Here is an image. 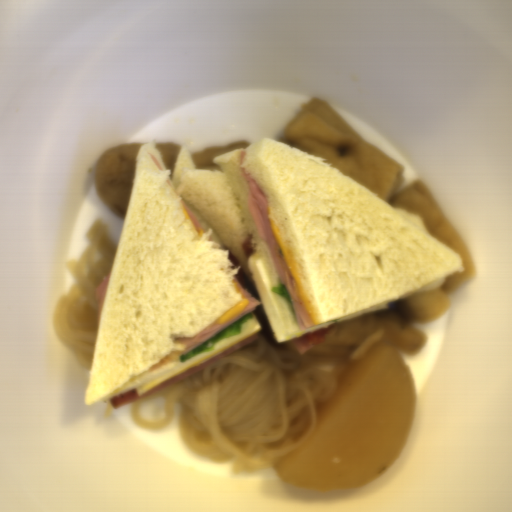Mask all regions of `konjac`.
I'll return each mask as SVG.
<instances>
[{
	"mask_svg": "<svg viewBox=\"0 0 512 512\" xmlns=\"http://www.w3.org/2000/svg\"><path fill=\"white\" fill-rule=\"evenodd\" d=\"M257 334L213 365L128 403L126 415L142 430L165 431L180 404V437L190 455L229 462L235 475L273 468L310 438L319 406L358 359L300 354L292 340L271 344ZM157 397L165 419L141 422L140 403Z\"/></svg>",
	"mask_w": 512,
	"mask_h": 512,
	"instance_id": "obj_1",
	"label": "konjac"
},
{
	"mask_svg": "<svg viewBox=\"0 0 512 512\" xmlns=\"http://www.w3.org/2000/svg\"><path fill=\"white\" fill-rule=\"evenodd\" d=\"M84 236L89 244L77 260L66 265L72 283L59 296L52 323L55 334L77 364L91 372L100 322L96 287L111 273L117 246L101 219Z\"/></svg>",
	"mask_w": 512,
	"mask_h": 512,
	"instance_id": "obj_2",
	"label": "konjac"
}]
</instances>
